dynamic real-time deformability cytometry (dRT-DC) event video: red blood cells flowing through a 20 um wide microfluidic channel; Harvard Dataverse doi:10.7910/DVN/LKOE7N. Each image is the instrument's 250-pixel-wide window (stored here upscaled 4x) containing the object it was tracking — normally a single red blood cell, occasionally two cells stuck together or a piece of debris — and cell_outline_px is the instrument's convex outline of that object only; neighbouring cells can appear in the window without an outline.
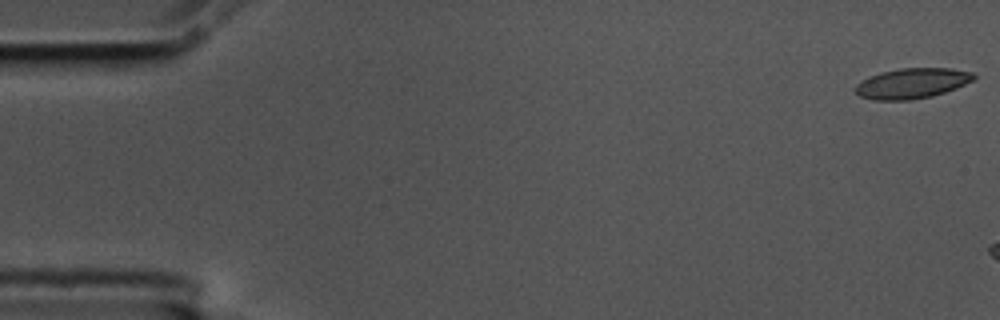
{"species": "common noctule bat (a hibernating species)", "species_latin": "Nyctalus noctula", "temperature_condition": "cold", "stored_images_in_passage": 12, "camera_frame_rate_fps": 3000, "um_per_image_px": 0.085, "animal": {"sex": "male", "body_mass_g": 17.5, "forearm_length_mm": 52.3}, "frame": {"image": 1, "passage_image": 1, "time_ms": 0.0, "image_size_px": [1000, 320], "cell_outline_px": [[976, 76], [972, 80], [956, 88], [932, 96], [908, 100], [872, 100], [860, 96], [856, 92], [856, 84], [880, 72], [900, 68], [952, 68], [972, 72]], "centroid_in_image_um": [77.53, 7.08], "position_along_channel_um": 7.5, "area_um2": 20.69}}